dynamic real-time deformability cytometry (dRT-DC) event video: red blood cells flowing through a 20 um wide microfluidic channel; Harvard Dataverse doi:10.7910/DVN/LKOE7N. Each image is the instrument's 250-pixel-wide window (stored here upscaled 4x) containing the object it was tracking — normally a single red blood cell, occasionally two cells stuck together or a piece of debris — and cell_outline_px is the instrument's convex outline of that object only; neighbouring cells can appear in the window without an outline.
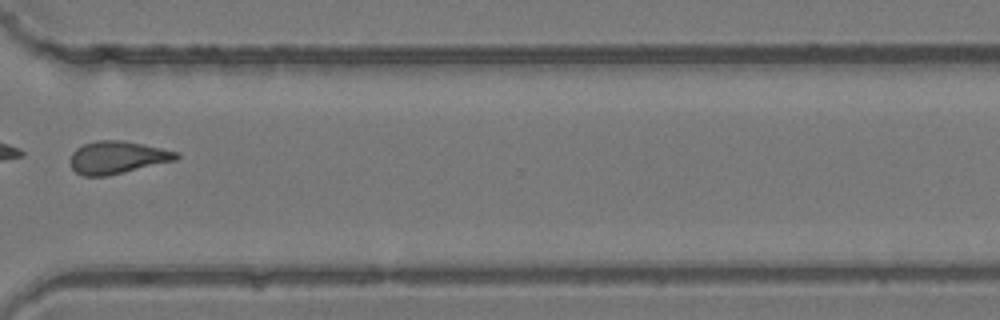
{"species": "common noctule bat (a hibernating species)", "species_latin": "Nyctalus noctula", "temperature_condition": "room temperature", "stored_images_in_passage": 26, "camera_frame_rate_fps": 3000, "um_per_image_px": 0.085, "animal": {"sex": "female", "body_mass_g": 24.6, "forearm_length_mm": 56.2}, "frame": {"image": 1, "passage_image": 19, "time_ms": 6.0, "image_size_px": [1000, 320], "cell_outline_px": [[180, 156], [176, 160], [108, 176], [84, 176], [76, 172], [72, 168], [68, 160], [72, 152], [76, 148], [84, 144], [96, 140], [120, 140], [144, 144], [180, 152]], "centroid_in_image_um": [9.96, 13.38], "position_along_channel_um": 360.6, "area_um2": 20.35}}